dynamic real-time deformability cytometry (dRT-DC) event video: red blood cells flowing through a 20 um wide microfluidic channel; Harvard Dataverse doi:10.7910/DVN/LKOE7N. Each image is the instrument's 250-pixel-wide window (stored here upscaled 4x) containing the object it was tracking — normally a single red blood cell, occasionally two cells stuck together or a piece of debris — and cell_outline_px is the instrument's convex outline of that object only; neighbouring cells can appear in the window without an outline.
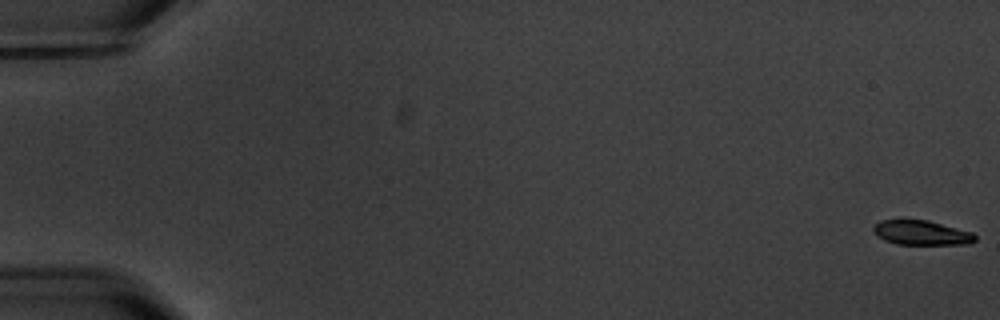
{"species": "common noctule bat (a hibernating species)", "species_latin": "Nyctalus noctula", "temperature_condition": "warm", "stored_images_in_passage": 4, "camera_frame_rate_fps": 3000, "um_per_image_px": 0.085, "animal": {"sex": "male", "body_mass_g": 20.1, "forearm_length_mm": 53.5}, "frame": {"image": 1, "passage_image": 1, "time_ms": 0.0, "image_size_px": [1000, 320], "cell_outline_px": [[976, 240], [968, 244], [896, 244], [884, 240], [876, 236], [872, 232], [872, 228], [880, 220], [928, 220], [972, 232], [976, 236]], "centroid_in_image_um": [78.29, 19.79], "position_along_channel_um": 6.7, "area_um2": 14.57}}